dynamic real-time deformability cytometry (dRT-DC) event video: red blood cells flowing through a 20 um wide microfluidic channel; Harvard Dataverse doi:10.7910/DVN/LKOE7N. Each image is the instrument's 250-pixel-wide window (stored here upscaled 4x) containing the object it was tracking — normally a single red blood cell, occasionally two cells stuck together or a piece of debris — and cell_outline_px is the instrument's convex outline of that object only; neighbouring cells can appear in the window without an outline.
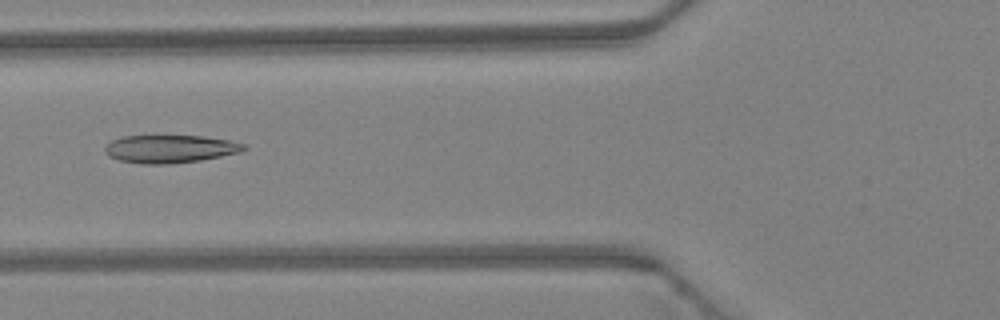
{"species": "Egyptian fruit bat (a non-hibernating species)", "species_latin": "Rousettus aegyptiacus", "temperature_condition": "warm", "stored_images_in_passage": 46, "camera_frame_rate_fps": 3000, "um_per_image_px": 0.085, "animal": {"sex": "female"}, "frame": {"image": 1, "passage_image": 18, "time_ms": 5.667, "image_size_px": [1000, 320], "cell_outline_px": [[248, 148], [240, 152], [200, 160], [164, 164], [144, 164], [120, 160], [108, 156], [104, 152], [104, 148], [112, 140], [120, 136], [204, 136], [228, 140], [244, 144]], "centroid_in_image_um": [14.43, 12.65], "position_along_channel_um": 111.4, "area_um2": 22.43}}
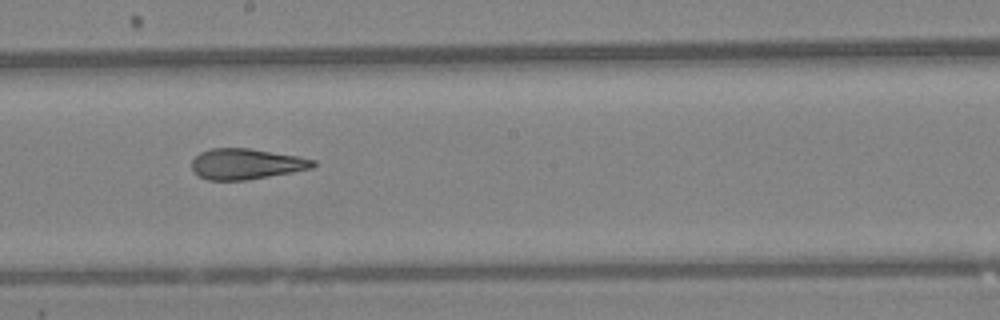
{"frame": {"image": 2, "passage_image": 26, "time_ms": 8.333, "image_size_px": [1000, 320], "cell_outline_px": [[316, 164], [312, 168], [292, 172], [244, 180], [208, 180], [200, 176], [192, 168], [192, 160], [200, 152], [212, 148], [248, 148], [296, 156], [316, 160]], "centroid_in_image_um": [20.92, 13.93], "position_along_channel_um": 227.3, "area_um2": 21.39}}
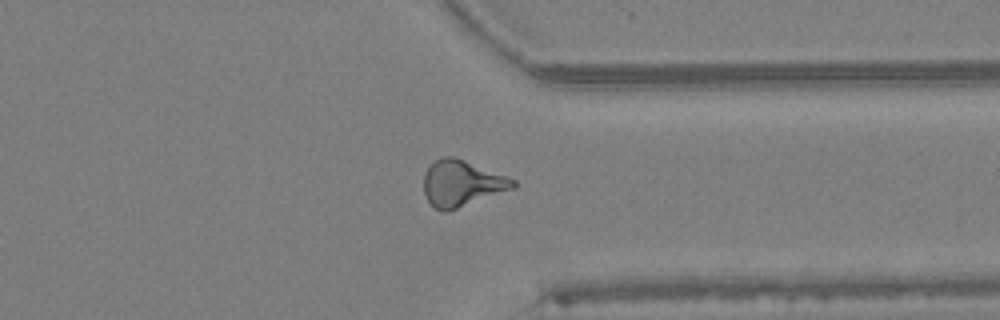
{"frame": {"image": 3, "passage_image": 36, "time_ms": 11.667, "image_size_px": [1000, 320], "cell_outline_px": [[516, 188], [448, 212], [444, 212], [436, 208], [428, 200], [424, 192], [424, 176], [432, 160], [444, 156], [452, 156], [464, 160], [516, 180]], "centroid_in_image_um": [39.26, 15.59], "position_along_channel_um": 372.1, "area_um2": 23.99}, "authors_computed_cell_mechanics": {"area_um2": 23.1489, "velocity_mm_per_s": 4.3627, "shape_relaxation_time_tau1_ms": null, "shape_relaxation_time_tau2_ms": 1.8093, "deformation_change_tau1": null, "deformation_change_tau2": 0.1014}}